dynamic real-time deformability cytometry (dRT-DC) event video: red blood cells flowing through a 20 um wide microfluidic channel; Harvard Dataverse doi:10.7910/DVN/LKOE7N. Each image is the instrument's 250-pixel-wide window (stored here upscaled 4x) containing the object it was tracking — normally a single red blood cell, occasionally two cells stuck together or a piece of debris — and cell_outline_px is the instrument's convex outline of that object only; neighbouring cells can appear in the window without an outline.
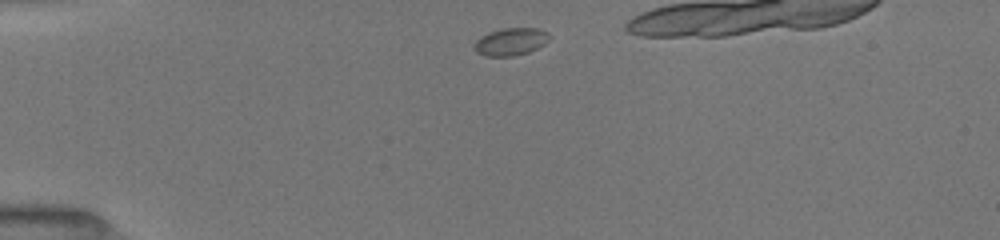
{"species": "common noctule bat (a hibernating species)", "species_latin": "Nyctalus noctula", "temperature_condition": "room temperature", "stored_images_in_passage": 15, "camera_frame_rate_fps": 3000, "um_per_image_px": 0.085, "animal": {"sex": "female", "body_mass_g": 19.5, "forearm_length_mm": 54.1}, "frame": {"image": 1, "passage_image": 1, "time_ms": 0.0, "image_size_px": [1000, 240], "cell_outline_px": [[548, 40], [544, 44], [528, 52], [512, 56], [484, 56], [476, 52], [472, 44], [480, 36], [488, 32], [500, 28], [536, 28], [548, 32]], "centroid_in_image_um": [43.35, 3.54], "position_along_channel_um": 41.7, "area_um2": 12.08}}
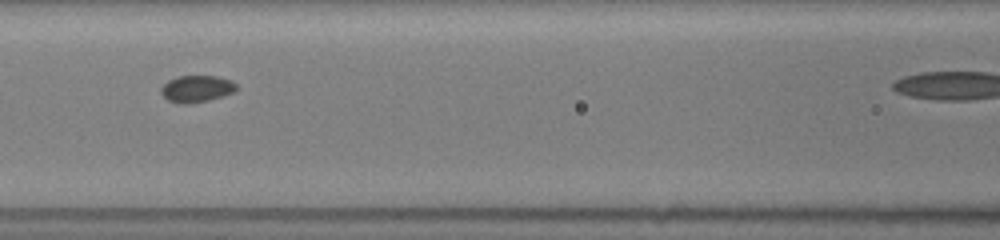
{"frame": {"image": 2, "passage_image": 7, "time_ms": 3.667, "image_size_px": [1000, 240], "cell_outline_px": [[236, 88], [232, 92], [224, 96], [208, 100], [184, 104], [168, 100], [160, 92], [160, 88], [168, 80], [180, 76], [216, 76], [232, 80], [236, 84]], "centroid_in_image_um": [16.71, 7.53], "position_along_channel_um": 149.9, "area_um2": 11.62}}
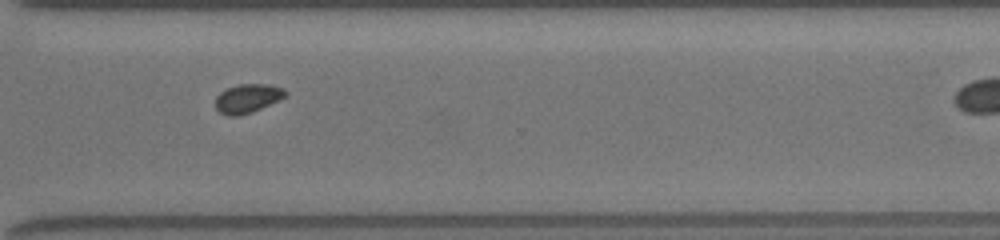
{"frame": {"image": 3, "passage_image": 13, "time_ms": 8.667, "image_size_px": [1000, 240], "cell_outline_px": [[288, 92], [280, 100], [252, 112], [236, 116], [228, 116], [220, 112], [216, 108], [216, 96], [220, 92], [228, 88], [240, 84], [268, 84], [284, 88]], "centroid_in_image_um": [21.06, 8.36], "position_along_channel_um": 349.5, "area_um2": 11.73}}